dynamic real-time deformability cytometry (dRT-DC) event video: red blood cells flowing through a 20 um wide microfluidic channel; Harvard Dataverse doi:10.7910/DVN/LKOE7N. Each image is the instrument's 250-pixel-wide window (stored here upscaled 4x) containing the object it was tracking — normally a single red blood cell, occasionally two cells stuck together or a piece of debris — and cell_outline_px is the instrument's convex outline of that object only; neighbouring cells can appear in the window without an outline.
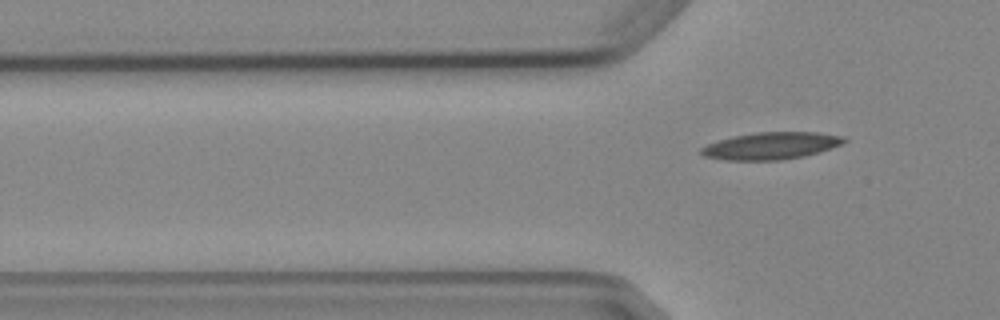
{"species": "Egyptian fruit bat (a non-hibernating species)", "species_latin": "Rousettus aegyptiacus", "temperature_condition": "cold", "stored_images_in_passage": 4, "segment_of_instrument_passage": [2, 2], "camera_frame_rate_fps": 3000, "um_per_image_px": 0.085, "animal": {"sex": "female"}, "frame": {"image": 1, "passage_image": 4, "time_ms": 4.667, "image_size_px": [1000, 320], "cell_outline_px": [[848, 140], [840, 144], [804, 156], [780, 160], [728, 160], [704, 156], [700, 152], [700, 148], [708, 144], [732, 136], [756, 132], [816, 132], [844, 136]], "centroid_in_image_um": [65.52, 12.38], "position_along_channel_um": 60.3, "area_um2": 22.31}}